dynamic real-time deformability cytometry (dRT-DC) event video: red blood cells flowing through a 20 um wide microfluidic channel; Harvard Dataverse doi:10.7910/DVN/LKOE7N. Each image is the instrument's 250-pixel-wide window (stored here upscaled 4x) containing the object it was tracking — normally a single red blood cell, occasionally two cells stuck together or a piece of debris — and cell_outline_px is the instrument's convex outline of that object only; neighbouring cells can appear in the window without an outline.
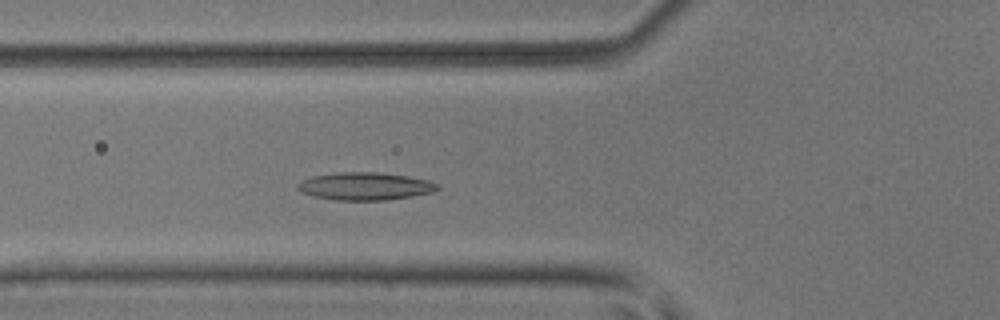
{"species": "common noctule bat (a hibernating species)", "species_latin": "Nyctalus noctula", "temperature_condition": "room temperature", "stored_images_in_passage": 50, "camera_frame_rate_fps": 3000, "um_per_image_px": 0.085, "animal": {"sex": "male", "body_mass_g": 17.9, "forearm_length_mm": 54.2}, "frame": {"image": 1, "passage_image": 17, "time_ms": 5.333, "image_size_px": [1000, 320], "cell_outline_px": [[440, 188], [432, 192], [412, 196], [384, 200], [336, 200], [312, 196], [300, 192], [296, 188], [296, 184], [300, 180], [312, 176], [340, 172], [376, 172], [408, 176], [428, 180], [440, 184]], "centroid_in_image_um": [31.0, 15.83], "position_along_channel_um": 94.8, "area_um2": 22.72}}
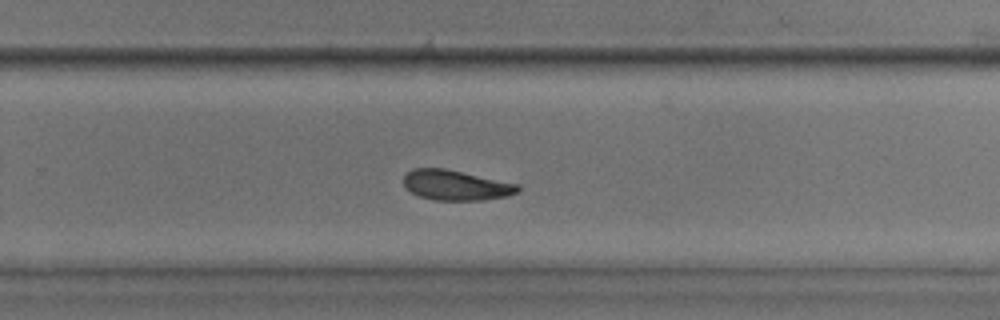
{"frame": {"image": 2, "passage_image": 32, "time_ms": 10.333, "image_size_px": [1000, 320], "cell_outline_px": [[520, 188], [516, 192], [508, 196], [480, 200], [432, 200], [420, 196], [412, 192], [404, 184], [404, 176], [412, 168], [444, 168], [520, 184]], "centroid_in_image_um": [38.76, 15.74], "position_along_channel_um": 291.0, "area_um2": 19.94}}
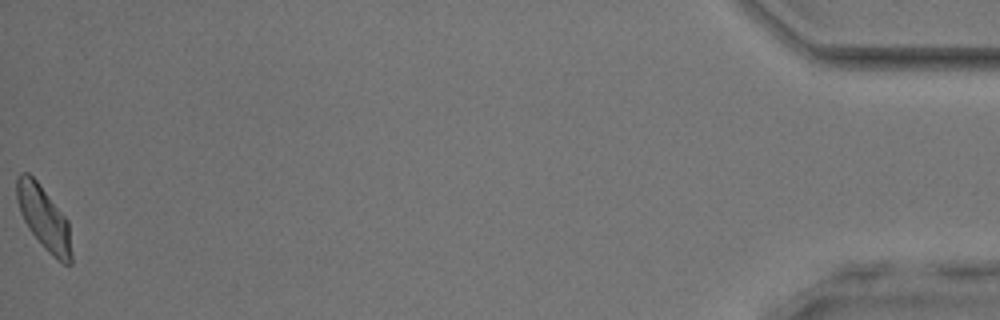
{"frame": {"image": 3, "passage_image": 50, "time_ms": 16.333, "image_size_px": [1000, 320], "cell_outline_px": [[72, 264], [64, 264], [56, 260], [44, 248], [28, 228], [20, 212], [16, 200], [16, 176], [20, 172], [28, 172], [36, 180], [68, 220], [72, 256]], "centroid_in_image_um": [3.72, 18.54], "position_along_channel_um": 431.5, "area_um2": 20.35}, "authors_computed_cell_mechanics": {"area_um2": 20.7213, "velocity_mm_per_s": 3.9386, "shape_relaxation_time_tau1_ms": 6.4734, "shape_relaxation_time_tau2_ms": 5.3206, "deformation_change_tau1": 0.1243, "deformation_change_tau2": 0.1088}}